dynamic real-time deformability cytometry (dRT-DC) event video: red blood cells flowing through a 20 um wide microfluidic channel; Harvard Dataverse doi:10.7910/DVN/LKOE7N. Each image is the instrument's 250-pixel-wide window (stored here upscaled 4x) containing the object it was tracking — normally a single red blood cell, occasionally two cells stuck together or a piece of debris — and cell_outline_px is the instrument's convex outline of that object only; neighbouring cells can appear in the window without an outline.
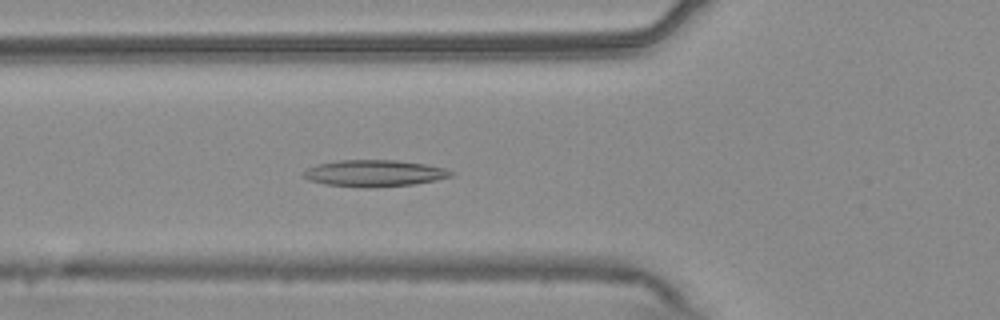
{"species": "common noctule bat (a hibernating species)", "species_latin": "Nyctalus noctula", "temperature_condition": "warm", "stored_images_in_passage": 52, "camera_frame_rate_fps": 3000, "um_per_image_px": 0.085, "animal": {"sex": "male", "body_mass_g": 20.4}, "frame": {"image": 1, "passage_image": 18, "time_ms": 5.667, "image_size_px": [1000, 320], "cell_outline_px": [[456, 172], [452, 176], [436, 180], [412, 184], [368, 188], [324, 184], [308, 180], [300, 172], [316, 164], [340, 160], [396, 160], [424, 164], [444, 168]], "centroid_in_image_um": [31.79, 14.72], "position_along_channel_um": 94.0, "area_um2": 22.89}}
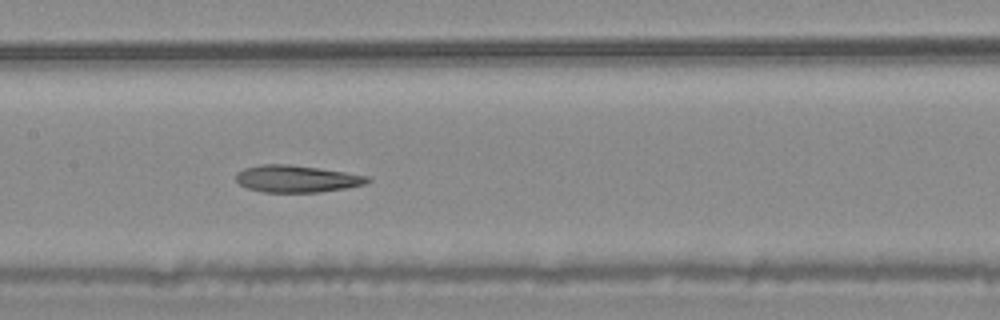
{"frame": {"image": 2, "passage_image": 25, "time_ms": 8.0, "image_size_px": [1000, 320], "cell_outline_px": [[372, 180], [364, 184], [344, 188], [320, 192], [264, 192], [248, 188], [240, 184], [236, 180], [236, 176], [244, 168], [264, 164], [288, 164], [344, 172], [368, 176]], "centroid_in_image_um": [25.22, 15.2], "position_along_channel_um": 182.2, "area_um2": 20.35}}
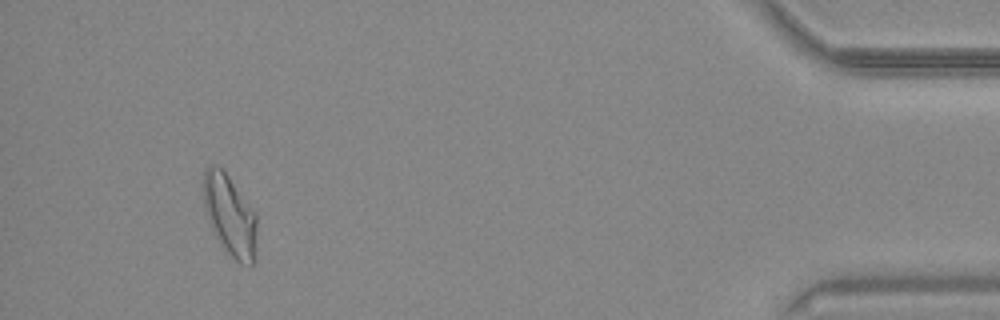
{"frame": {"image": 3, "passage_image": 49, "time_ms": 16.0, "image_size_px": [1000, 320], "cell_outline_px": [[256, 232], [252, 264], [240, 264], [220, 244], [208, 220], [204, 204], [204, 168], [208, 164], [216, 164], [228, 176], [256, 212]], "centroid_in_image_um": [19.52, 18.26], "position_along_channel_um": 415.7, "area_um2": 24.74}, "authors_computed_cell_mechanics": {"area_um2": 22.6287, "velocity_mm_per_s": 3.7689, "shape_relaxation_time_tau1_ms": null, "shape_relaxation_time_tau2_ms": 2.4503, "deformation_change_tau1": null, "deformation_change_tau2": 0.1134}}